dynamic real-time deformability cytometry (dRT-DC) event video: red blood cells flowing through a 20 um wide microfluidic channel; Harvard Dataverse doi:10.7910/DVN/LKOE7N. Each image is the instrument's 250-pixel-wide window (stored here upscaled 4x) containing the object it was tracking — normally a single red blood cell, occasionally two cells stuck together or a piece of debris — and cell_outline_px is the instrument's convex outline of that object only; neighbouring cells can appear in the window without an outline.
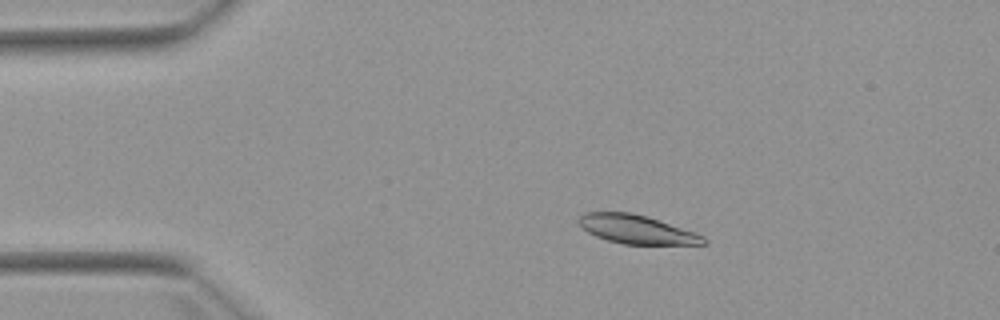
{"species": "Egyptian fruit bat (a non-hibernating species)", "species_latin": "Rousettus aegyptiacus", "temperature_condition": "warm", "stored_images_in_passage": 8, "camera_frame_rate_fps": 3000, "um_per_image_px": 0.085, "animal": {"sex": "female"}, "frame": {"image": 1, "passage_image": 3, "time_ms": 2.333, "image_size_px": [1000, 320], "cell_outline_px": [[708, 244], [624, 244], [608, 240], [596, 236], [588, 232], [576, 220], [584, 212], [632, 212], [648, 216], [696, 232], [704, 236], [708, 240]], "centroid_in_image_um": [54.15, 19.49], "position_along_channel_um": 30.8, "area_um2": 20.98}}
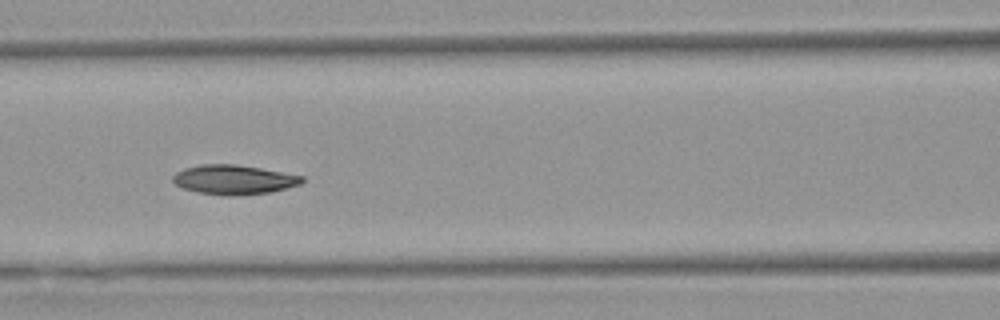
{"frame": {"image": 2, "passage_image": 6, "time_ms": 6.667, "image_size_px": [1000, 320], "cell_outline_px": [[304, 180], [300, 184], [272, 192], [228, 196], [196, 192], [184, 188], [176, 184], [172, 180], [172, 176], [176, 172], [184, 168], [200, 164], [236, 164], [260, 168], [304, 176]], "centroid_in_image_um": [19.86, 15.26], "position_along_channel_um": 146.7, "area_um2": 22.14}}
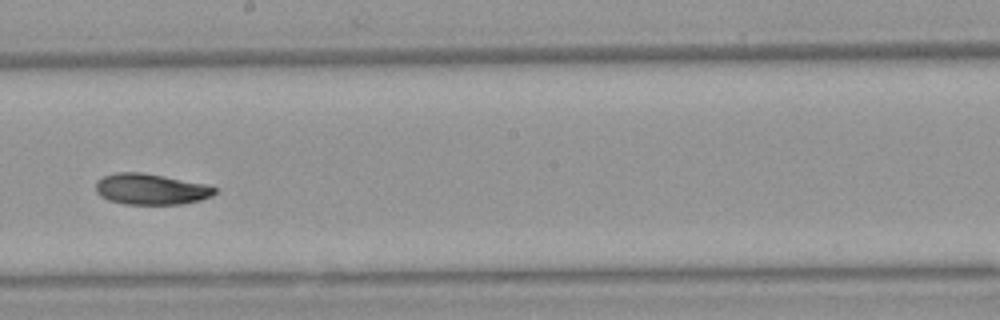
{"frame": {"image": 3, "passage_image": 8, "time_ms": 9.0, "image_size_px": [1000, 320], "cell_outline_px": [[216, 192], [212, 196], [200, 200], [184, 204], [124, 204], [108, 200], [100, 196], [96, 192], [96, 180], [104, 176], [116, 172], [140, 172], [164, 176], [204, 184], [216, 188]], "centroid_in_image_um": [12.79, 16.08], "position_along_channel_um": 235.4, "area_um2": 21.44}}